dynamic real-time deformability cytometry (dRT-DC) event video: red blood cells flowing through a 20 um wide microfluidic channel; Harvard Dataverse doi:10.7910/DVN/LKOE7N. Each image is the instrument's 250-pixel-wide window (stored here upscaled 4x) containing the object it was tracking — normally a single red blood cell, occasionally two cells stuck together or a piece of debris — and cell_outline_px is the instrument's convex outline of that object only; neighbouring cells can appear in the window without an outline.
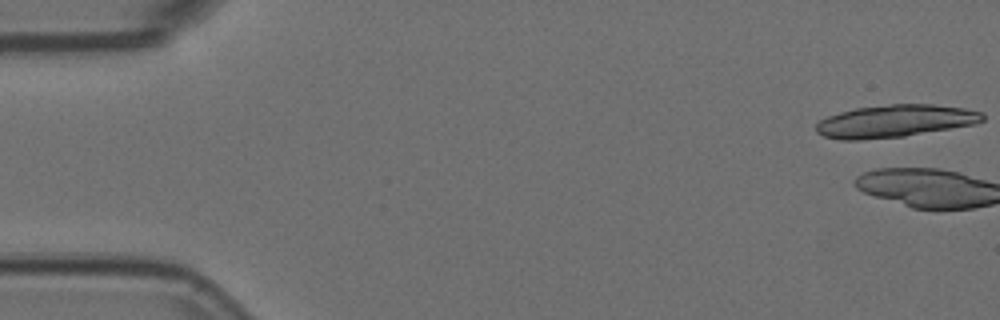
{"species": "Egyptian fruit bat (a non-hibernating species)", "species_latin": "Rousettus aegyptiacus", "temperature_condition": "room temperature", "stored_images_in_passage": 3, "camera_frame_rate_fps": 3000, "um_per_image_px": 0.085, "animal": {"sex": "female"}, "frame": {"image": 1, "passage_image": 1, "time_ms": 0.0, "image_size_px": [1000, 320], "cell_outline_px": [[984, 120], [976, 124], [904, 136], [860, 140], [840, 140], [824, 136], [816, 132], [816, 124], [820, 120], [828, 116], [840, 112], [856, 108], [892, 104], [932, 104], [964, 108], [984, 112]], "centroid_in_image_um": [76.09, 10.29], "position_along_channel_um": 8.9, "area_um2": 31.5}}